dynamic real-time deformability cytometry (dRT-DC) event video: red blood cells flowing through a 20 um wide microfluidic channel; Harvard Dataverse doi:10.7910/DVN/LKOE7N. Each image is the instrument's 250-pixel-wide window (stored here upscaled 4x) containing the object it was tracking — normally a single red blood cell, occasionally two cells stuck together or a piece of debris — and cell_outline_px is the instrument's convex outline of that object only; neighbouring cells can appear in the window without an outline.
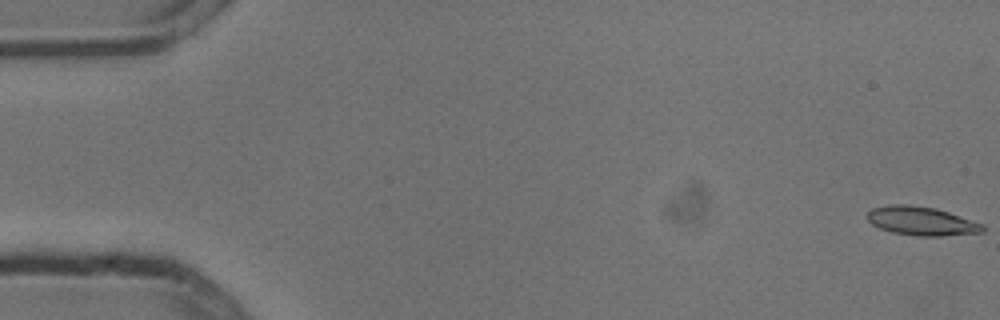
{"species": "common noctule bat (a hibernating species)", "species_latin": "Nyctalus noctula", "temperature_condition": "cold", "stored_images_in_passage": 7, "camera_frame_rate_fps": 3000, "um_per_image_px": 0.085, "animal": {"sex": "male", "body_mass_g": 13.3}, "frame": {"image": 1, "passage_image": 1, "time_ms": 0.0, "image_size_px": [1000, 320], "cell_outline_px": [[984, 232], [940, 236], [916, 236], [892, 232], [880, 228], [872, 224], [868, 220], [868, 212], [872, 208], [888, 204], [908, 204], [936, 208], [984, 224]], "centroid_in_image_um": [78.32, 18.78], "position_along_channel_um": 6.7, "area_um2": 19.36}}
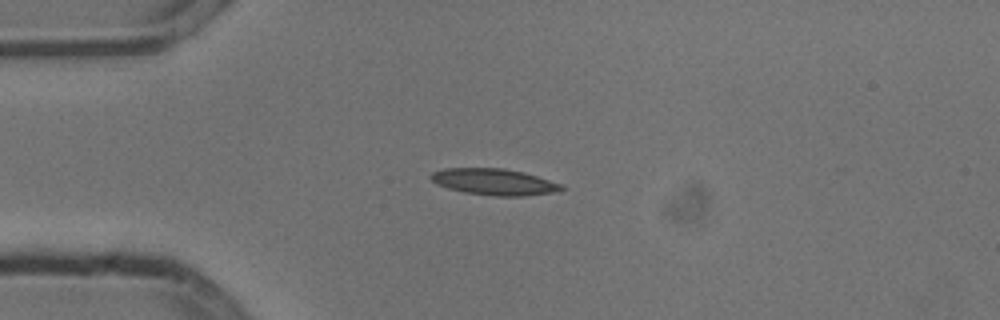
{"frame": {"image": 2, "passage_image": 5, "time_ms": 1.333, "image_size_px": [1000, 320], "cell_outline_px": [[568, 188], [560, 192], [524, 196], [496, 196], [464, 192], [448, 188], [436, 184], [428, 176], [432, 172], [444, 168], [504, 168], [524, 172], [564, 184]], "centroid_in_image_um": [42.08, 15.46], "position_along_channel_um": 42.9, "area_um2": 20.46}}
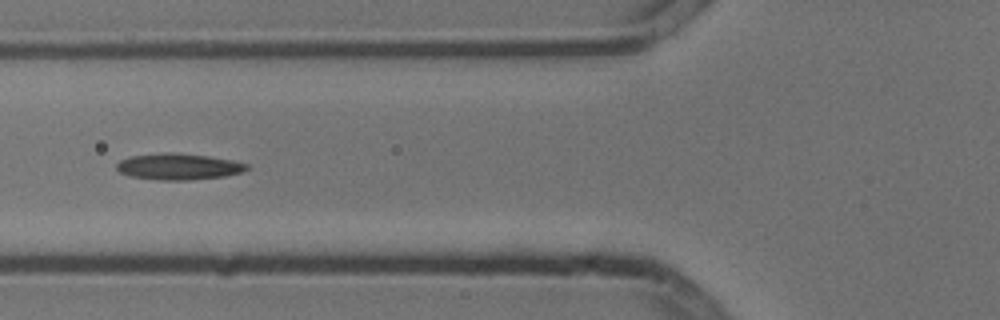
{"frame": {"image": 3, "passage_image": 7, "time_ms": 2.0, "image_size_px": [1000, 320], "cell_outline_px": [[248, 168], [244, 172], [224, 176], [188, 180], [160, 180], [132, 176], [120, 172], [116, 168], [116, 164], [120, 160], [132, 156], [164, 152], [172, 152], [208, 156], [232, 160], [248, 164]], "centroid_in_image_um": [15.19, 14.15], "position_along_channel_um": 110.6, "area_um2": 19.83}}